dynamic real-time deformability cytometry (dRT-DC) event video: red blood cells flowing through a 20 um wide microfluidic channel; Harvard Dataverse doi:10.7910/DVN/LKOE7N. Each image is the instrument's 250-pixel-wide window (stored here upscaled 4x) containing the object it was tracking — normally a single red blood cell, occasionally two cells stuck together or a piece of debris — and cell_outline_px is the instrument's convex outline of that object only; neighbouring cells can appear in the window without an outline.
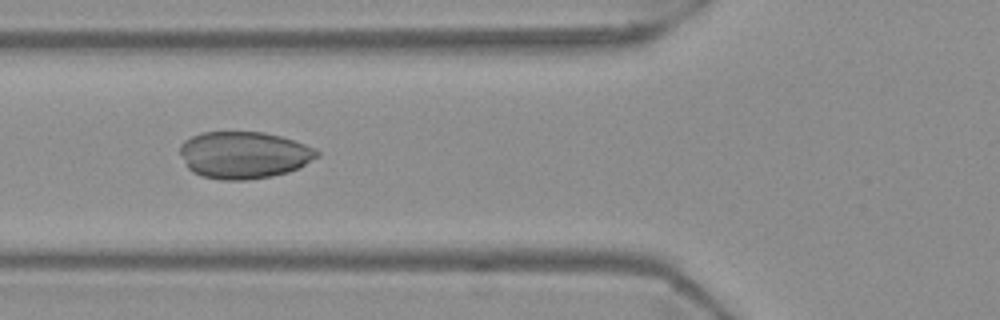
{"species": "Egyptian fruit bat (a non-hibernating species)", "species_latin": "Rousettus aegyptiacus", "temperature_condition": "warm", "stored_images_in_passage": 54, "camera_frame_rate_fps": 3000, "um_per_image_px": 0.085, "frame": {"image": 1, "passage_image": 20, "time_ms": 6.333, "image_size_px": [1000, 320], "cell_outline_px": [[320, 156], [300, 168], [288, 172], [272, 176], [248, 180], [220, 180], [200, 176], [192, 172], [188, 168], [180, 152], [180, 144], [184, 140], [200, 132], [264, 132], [280, 136], [316, 148], [320, 152]], "centroid_in_image_um": [20.74, 13.18], "position_along_channel_um": 105.1, "area_um2": 37.86}}
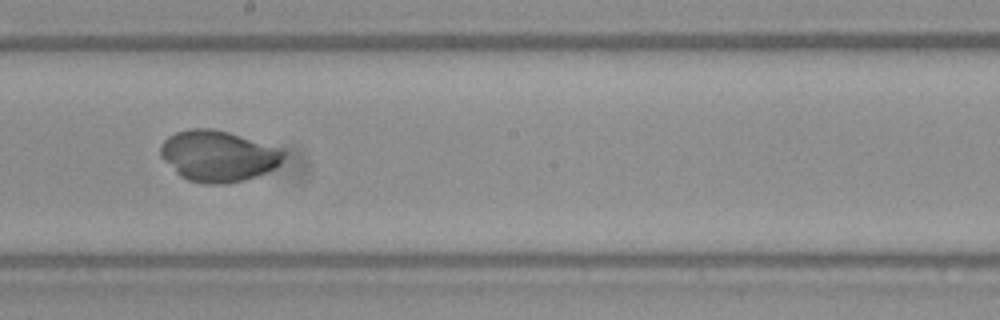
{"frame": {"image": 2, "passage_image": 30, "time_ms": 9.667, "image_size_px": [1000, 320], "cell_outline_px": [[284, 156], [280, 164], [256, 176], [244, 180], [228, 184], [204, 184], [188, 180], [180, 176], [160, 156], [160, 144], [168, 136], [176, 132], [188, 128], [212, 128], [228, 132], [240, 136], [284, 152]], "centroid_in_image_um": [18.45, 13.27], "position_along_channel_um": 229.8, "area_um2": 36.07}}
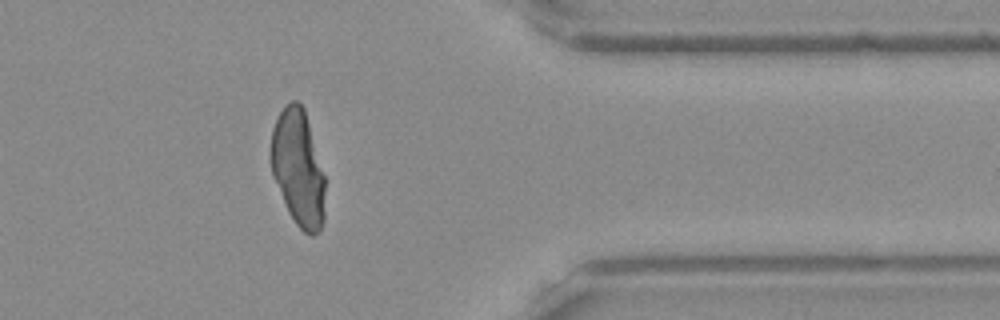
{"frame": {"image": 3, "passage_image": 44, "time_ms": 14.333, "image_size_px": [1000, 320], "cell_outline_px": [[324, 220], [320, 232], [312, 236], [304, 232], [296, 224], [288, 212], [272, 176], [268, 152], [272, 128], [280, 112], [292, 100], [296, 100], [304, 108], [324, 176]], "centroid_in_image_um": [25.3, 14.32], "position_along_channel_um": 386.1, "area_um2": 36.93}}